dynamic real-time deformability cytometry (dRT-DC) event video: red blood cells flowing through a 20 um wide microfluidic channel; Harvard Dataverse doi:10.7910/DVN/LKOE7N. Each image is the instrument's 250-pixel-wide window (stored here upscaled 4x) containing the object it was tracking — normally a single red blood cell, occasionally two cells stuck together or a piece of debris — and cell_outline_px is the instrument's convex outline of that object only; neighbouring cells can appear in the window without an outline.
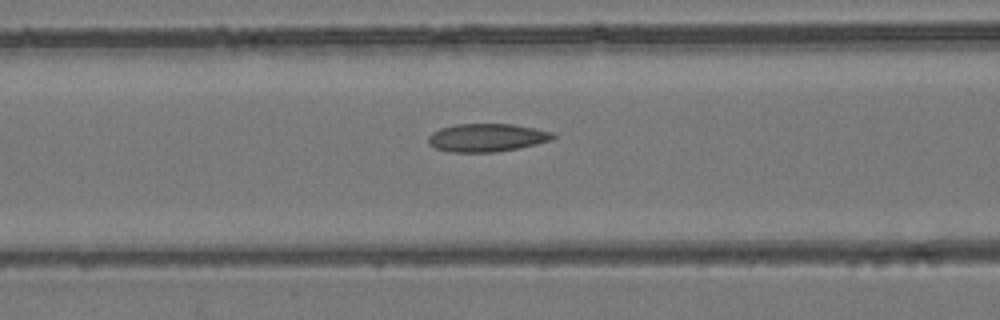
{"species": "common noctule bat (a hibernating species)", "species_latin": "Nyctalus noctula", "temperature_condition": "room temperature", "stored_images_in_passage": 52, "camera_frame_rate_fps": 3000, "um_per_image_px": 0.085, "animal": {"sex": "female", "body_mass_g": 24.6, "forearm_length_mm": 56.2}, "frame": {"image": 1, "passage_image": 22, "time_ms": 7.0, "image_size_px": [1000, 320], "cell_outline_px": [[556, 136], [552, 140], [520, 148], [496, 152], [452, 152], [436, 148], [428, 144], [428, 136], [432, 132], [440, 128], [456, 124], [512, 124], [536, 128], [552, 132]], "centroid_in_image_um": [41.39, 11.7], "position_along_channel_um": 125.2, "area_um2": 20.52}}
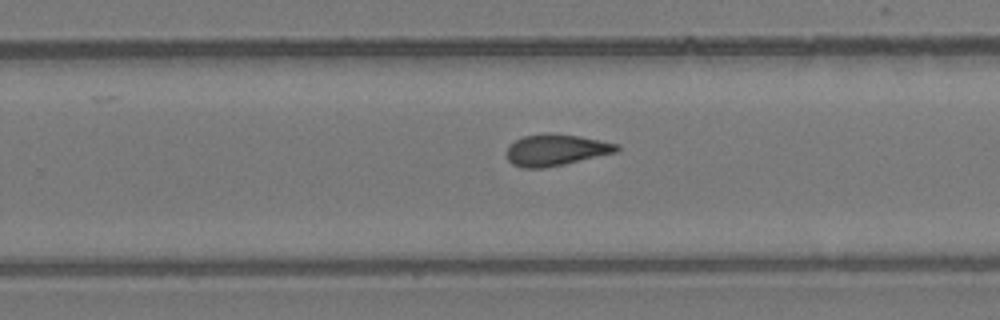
{"frame": {"image": 2, "passage_image": 34, "time_ms": 11.0, "image_size_px": [1000, 320], "cell_outline_px": [[620, 148], [616, 152], [564, 164], [544, 168], [520, 168], [512, 164], [508, 160], [504, 152], [508, 144], [524, 136], [548, 132], [580, 136], [620, 144]], "centroid_in_image_um": [47.2, 12.74], "position_along_channel_um": 282.6, "area_um2": 20.46}}
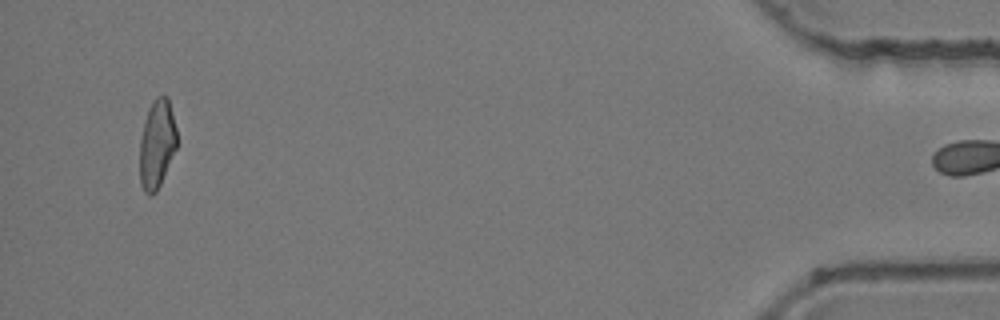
{"frame": {"image": 3, "passage_image": 51, "time_ms": 16.667, "image_size_px": [1000, 320], "cell_outline_px": [[176, 148], [160, 184], [156, 192], [152, 196], [148, 196], [144, 192], [140, 184], [140, 140], [144, 120], [148, 108], [152, 100], [156, 96], [168, 96], [176, 128]], "centroid_in_image_um": [13.32, 12.24], "position_along_channel_um": 421.9, "area_um2": 19.25}, "authors_computed_cell_mechanics": {"area_um2": 20.4612, "velocity_mm_per_s": 3.9467, "shape_relaxation_time_tau1_ms": null, "shape_relaxation_time_tau2_ms": 3.4348, "deformation_change_tau1": null, "deformation_change_tau2": 0.1127}}